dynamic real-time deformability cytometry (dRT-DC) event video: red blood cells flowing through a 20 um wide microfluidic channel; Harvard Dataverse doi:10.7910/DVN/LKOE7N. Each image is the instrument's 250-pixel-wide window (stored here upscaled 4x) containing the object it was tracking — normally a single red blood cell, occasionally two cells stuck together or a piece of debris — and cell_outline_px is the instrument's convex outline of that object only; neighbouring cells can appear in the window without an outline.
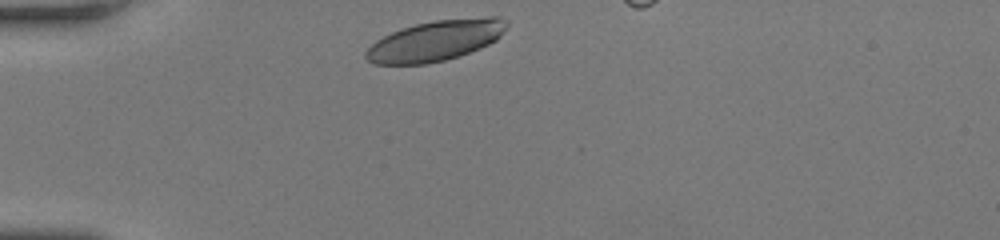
{"species": "human", "species_latin": "Homo sapiens", "temperature_condition": "room temperature", "stored_images_in_passage": 33, "camera_frame_rate_fps": 3000, "um_per_image_px": 0.085, "donor": {"sex": "female"}, "frame": {"image": 1, "passage_image": 1, "time_ms": 0.0, "image_size_px": [1000, 240], "cell_outline_px": [[508, 24], [500, 36], [496, 40], [480, 48], [460, 56], [444, 60], [424, 64], [376, 64], [368, 60], [364, 56], [364, 52], [376, 40], [392, 32], [416, 24], [436, 20], [488, 16], [500, 16], [508, 20]], "centroid_in_image_um": [37.05, 3.45], "position_along_channel_um": 47.9, "area_um2": 33.18}}
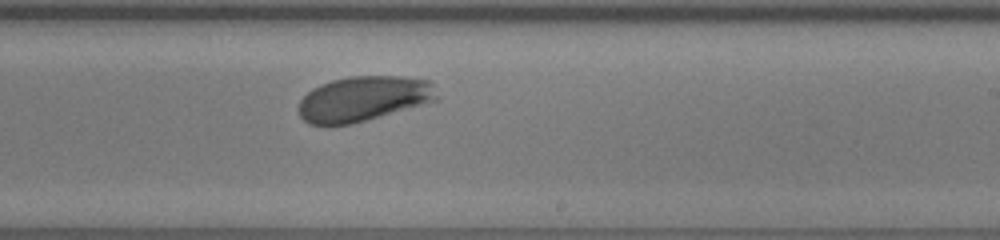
{"frame": {"image": 2, "passage_image": 21, "time_ms": 6.667, "image_size_px": [1000, 240], "cell_outline_px": [[440, 100], [352, 124], [308, 124], [300, 116], [296, 108], [300, 100], [312, 88], [320, 84], [332, 80], [348, 76], [400, 76], [428, 80], [432, 84], [440, 96]], "centroid_in_image_um": [30.91, 8.39], "position_along_channel_um": 258.1, "area_um2": 36.65}}
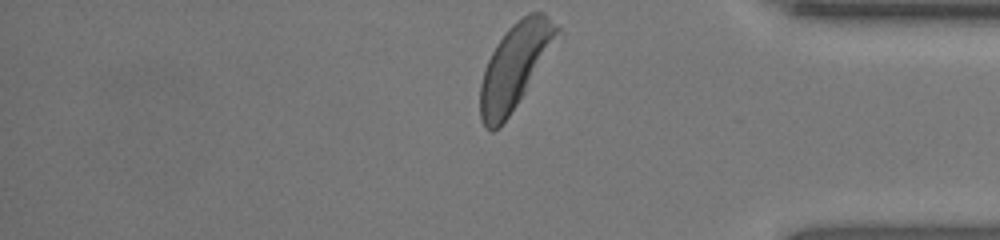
{"frame": {"image": 3, "passage_image": 33, "time_ms": 10.667, "image_size_px": [1000, 240], "cell_outline_px": [[560, 28], [524, 92], [508, 116], [492, 132], [484, 128], [480, 120], [480, 84], [488, 60], [496, 44], [508, 28], [516, 20], [528, 12], [544, 12]], "centroid_in_image_um": [43.68, 5.6], "position_along_channel_um": 391.5, "area_um2": 36.3}, "authors_computed_cell_mechanics": {"area_um2": 35.8938, "velocity_mm_per_s": 3.7263, "shape_relaxation_time_tau1_ms": 1.9617, "shape_relaxation_time_tau2_ms": null, "deformation_change_tau1": 0.1336, "deformation_change_tau2": null}}